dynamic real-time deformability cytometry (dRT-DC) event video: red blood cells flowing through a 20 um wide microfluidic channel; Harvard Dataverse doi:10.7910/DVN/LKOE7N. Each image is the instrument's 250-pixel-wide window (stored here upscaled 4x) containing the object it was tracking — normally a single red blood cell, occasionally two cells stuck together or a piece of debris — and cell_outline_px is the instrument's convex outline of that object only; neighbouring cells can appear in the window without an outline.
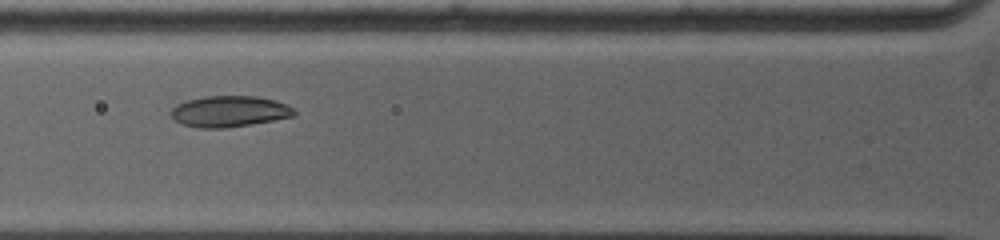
{"species": "common noctule bat (a hibernating species)", "species_latin": "Nyctalus noctula", "temperature_condition": "warm", "stored_images_in_passage": 6, "camera_frame_rate_fps": 5000, "um_per_image_px": 0.085, "animal": {"sex": "female", "body_mass_g": 19.0, "forearm_length_mm": 53.3}, "frame": {"image": 1, "passage_image": 5, "time_ms": 3.4, "image_size_px": [1000, 240], "cell_outline_px": [[296, 116], [224, 128], [196, 128], [180, 124], [172, 120], [168, 112], [176, 104], [188, 100], [204, 96], [256, 96], [276, 100], [292, 108], [296, 112]], "centroid_in_image_um": [19.41, 9.47], "position_along_channel_um": 106.4, "area_um2": 22.48}}
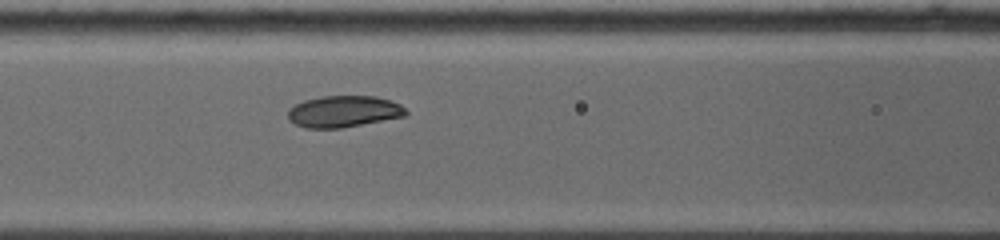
{"frame": {"image": 2, "passage_image": 6, "time_ms": 4.2, "image_size_px": [1000, 240], "cell_outline_px": [[408, 112], [404, 116], [344, 128], [304, 128], [288, 120], [288, 112], [296, 104], [304, 100], [324, 96], [376, 96], [400, 104]], "centroid_in_image_um": [29.21, 9.48], "position_along_channel_um": 137.4, "area_um2": 21.56}}